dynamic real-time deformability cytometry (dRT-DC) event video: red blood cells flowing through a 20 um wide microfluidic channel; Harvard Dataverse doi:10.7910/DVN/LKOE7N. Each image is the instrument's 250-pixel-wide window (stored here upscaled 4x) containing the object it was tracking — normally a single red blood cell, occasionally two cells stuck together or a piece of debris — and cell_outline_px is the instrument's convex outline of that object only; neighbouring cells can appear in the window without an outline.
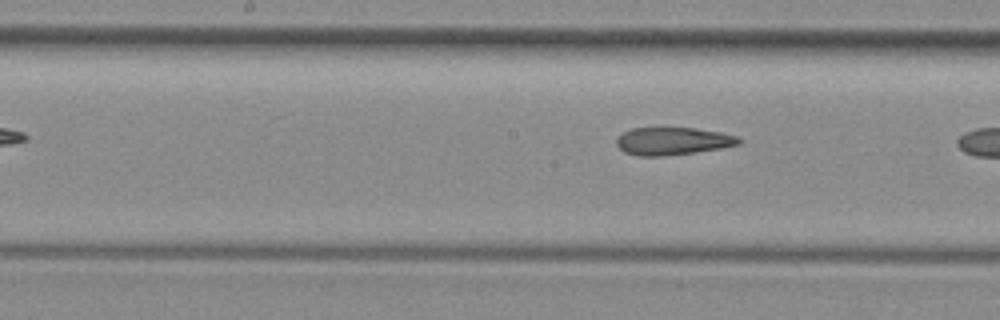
{"species": "common noctule bat (a hibernating species)", "species_latin": "Nyctalus noctula", "temperature_condition": "room temperature", "stored_images_in_passage": 8, "segment_of_instrument_passage": [2, 2], "camera_frame_rate_fps": 3000, "um_per_image_px": 0.085, "animal": {"sex": "female", "body_mass_g": 29.2, "forearm_length_mm": 56.3}, "frame": {"image": 1, "passage_image": 8, "time_ms": 2.333, "image_size_px": [1000, 320], "cell_outline_px": [[740, 144], [720, 148], [696, 152], [660, 156], [640, 156], [624, 152], [616, 144], [616, 140], [624, 132], [632, 128], [696, 128], [720, 132], [736, 136], [740, 140]], "centroid_in_image_um": [57.17, 11.99], "position_along_channel_um": 191.0, "area_um2": 19.48}}